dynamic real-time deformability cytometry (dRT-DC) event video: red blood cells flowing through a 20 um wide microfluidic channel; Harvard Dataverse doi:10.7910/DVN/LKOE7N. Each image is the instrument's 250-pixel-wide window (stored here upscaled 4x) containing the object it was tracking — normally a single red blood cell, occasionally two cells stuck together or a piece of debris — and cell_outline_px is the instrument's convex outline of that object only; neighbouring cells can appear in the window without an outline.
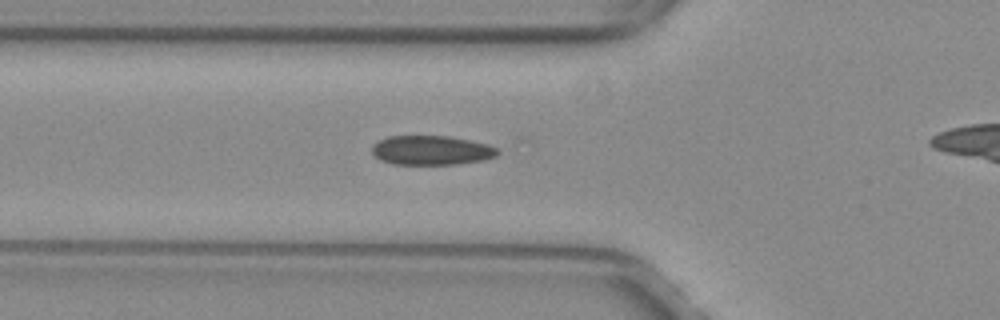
{"species": "common noctule bat (a hibernating species)", "species_latin": "Nyctalus noctula", "temperature_condition": "warm", "stored_images_in_passage": 23, "camera_frame_rate_fps": 3000, "um_per_image_px": 0.085, "animal": {"sex": "female", "body_mass_g": 29.2, "forearm_length_mm": 56.3}, "frame": {"image": 1, "passage_image": 19, "time_ms": 6.0, "image_size_px": [1000, 320], "cell_outline_px": [[500, 152], [496, 156], [484, 160], [456, 164], [392, 164], [380, 160], [372, 152], [372, 144], [388, 136], [448, 136], [488, 144], [496, 148]], "centroid_in_image_um": [36.66, 12.77], "position_along_channel_um": 89.1, "area_um2": 21.44}}
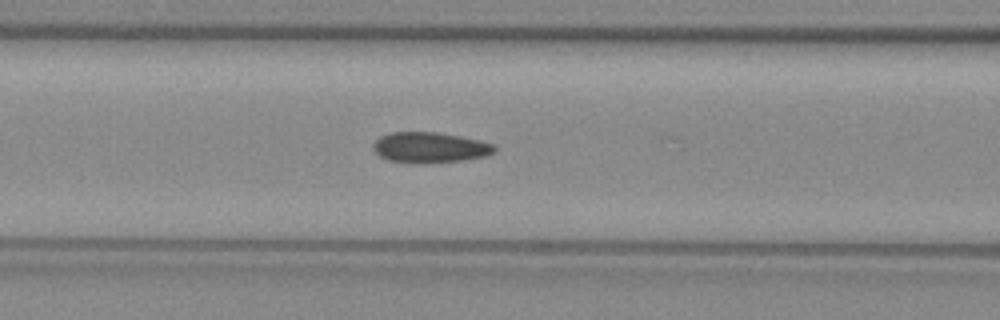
{"frame": {"image": 2, "passage_image": 22, "time_ms": 7.0, "image_size_px": [1000, 320], "cell_outline_px": [[496, 152], [488, 156], [464, 160], [428, 164], [408, 164], [388, 160], [380, 156], [372, 148], [372, 144], [380, 136], [392, 132], [436, 132], [460, 136], [480, 140], [492, 144], [496, 148]], "centroid_in_image_um": [36.54, 12.56], "position_along_channel_um": 130.1, "area_um2": 22.08}}